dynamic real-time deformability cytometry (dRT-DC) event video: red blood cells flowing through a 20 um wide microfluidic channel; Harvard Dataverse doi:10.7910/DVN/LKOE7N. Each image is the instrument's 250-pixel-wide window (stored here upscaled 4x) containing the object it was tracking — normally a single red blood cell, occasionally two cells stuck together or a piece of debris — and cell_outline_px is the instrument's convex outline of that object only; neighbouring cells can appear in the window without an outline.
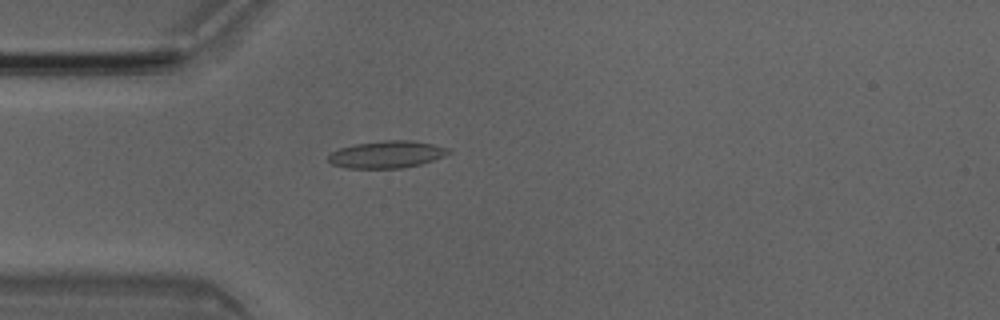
{"species": "Egyptian fruit bat (a non-hibernating species)", "species_latin": "Rousettus aegyptiacus", "temperature_condition": "room temperature", "stored_images_in_passage": 3, "camera_frame_rate_fps": 3000, "um_per_image_px": 0.085, "animal": {"sex": "male"}, "frame": {"image": 1, "passage_image": 3, "time_ms": 0.667, "image_size_px": [1000, 320], "cell_outline_px": [[452, 152], [444, 156], [420, 164], [404, 168], [348, 168], [332, 164], [328, 160], [328, 156], [332, 152], [340, 148], [356, 144], [384, 140], [412, 140], [432, 144], [448, 148]], "centroid_in_image_um": [32.89, 13.12], "position_along_channel_um": 52.1, "area_um2": 18.9}}